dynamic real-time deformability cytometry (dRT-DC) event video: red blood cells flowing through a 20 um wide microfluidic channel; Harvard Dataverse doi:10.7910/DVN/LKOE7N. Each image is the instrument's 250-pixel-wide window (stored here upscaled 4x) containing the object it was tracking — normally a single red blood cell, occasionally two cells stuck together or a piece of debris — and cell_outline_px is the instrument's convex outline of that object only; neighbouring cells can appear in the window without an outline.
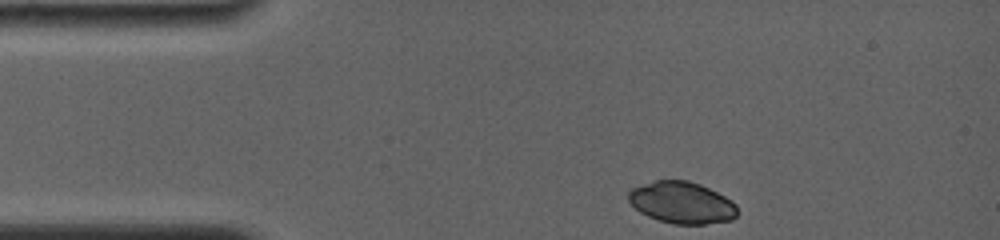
{"species": "common noctule bat (a hibernating species)", "species_latin": "Nyctalus noctula", "temperature_condition": "room temperature", "stored_images_in_passage": 23, "camera_frame_rate_fps": 4000, "um_per_image_px": 0.085, "animal": {"sex": "female", "body_mass_g": 19.0, "forearm_length_mm": 56.7}, "frame": {"image": 1, "passage_image": 1, "time_ms": 0.0, "image_size_px": [1000, 240], "cell_outline_px": [[736, 216], [732, 220], [704, 224], [672, 224], [648, 216], [640, 212], [628, 200], [628, 192], [632, 188], [656, 180], [688, 180], [700, 184], [732, 200], [736, 204]], "centroid_in_image_um": [57.95, 17.22], "position_along_channel_um": 27.0, "area_um2": 26.36}}
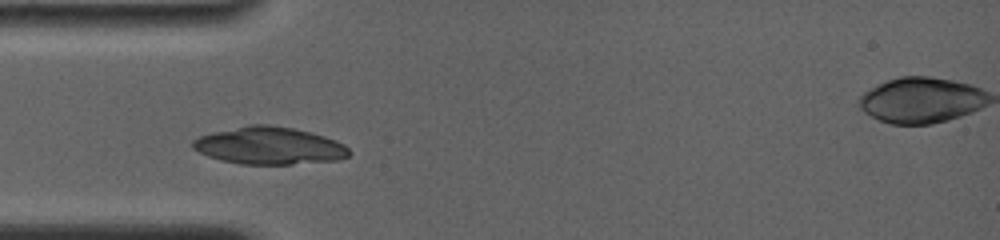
{"frame": {"image": 2, "passage_image": 16, "time_ms": 2.25, "image_size_px": [1000, 240], "cell_outline_px": [[352, 152], [348, 156], [336, 160], [292, 164], [240, 164], [220, 160], [208, 156], [192, 148], [192, 140], [200, 136], [212, 132], [248, 124], [268, 124], [292, 128], [324, 136], [336, 140], [344, 144]], "centroid_in_image_um": [22.87, 12.38], "position_along_channel_um": 62.1, "area_um2": 34.04}}
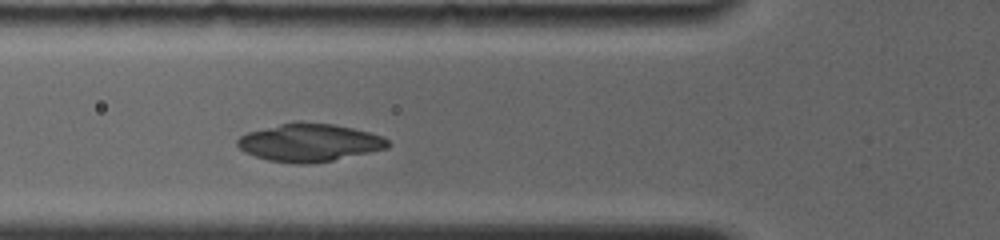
{"frame": {"image": 3, "passage_image": 22, "time_ms": 3.25, "image_size_px": [1000, 240], "cell_outline_px": [[388, 148], [332, 160], [312, 164], [292, 164], [268, 160], [244, 152], [236, 144], [236, 140], [240, 136], [248, 132], [292, 120], [300, 120], [332, 124], [352, 128], [384, 136], [388, 140]], "centroid_in_image_um": [26.26, 12.1], "position_along_channel_um": 99.5, "area_um2": 33.47}}